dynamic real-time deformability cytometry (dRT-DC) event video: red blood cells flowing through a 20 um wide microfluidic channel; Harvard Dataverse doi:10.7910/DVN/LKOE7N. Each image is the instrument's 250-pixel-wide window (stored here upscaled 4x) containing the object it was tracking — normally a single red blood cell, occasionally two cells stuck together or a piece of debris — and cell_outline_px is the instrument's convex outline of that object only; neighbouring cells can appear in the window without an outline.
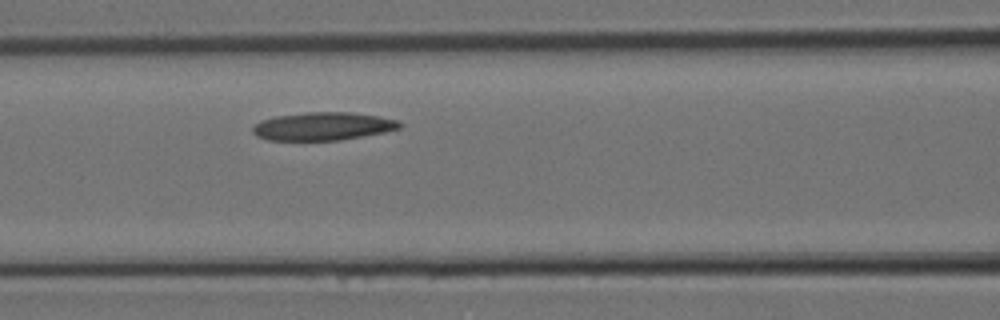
{"species": "Egyptian fruit bat (a non-hibernating species)", "species_latin": "Rousettus aegyptiacus", "temperature_condition": "room temperature", "stored_images_in_passage": 5, "segment_of_instrument_passage": [1, 2], "camera_frame_rate_fps": 3000, "um_per_image_px": 0.085, "animal": {"sex": "female"}, "frame": {"image": 1, "passage_image": 4, "time_ms": 1.0, "image_size_px": [1000, 320], "cell_outline_px": [[404, 124], [400, 128], [384, 132], [340, 140], [268, 140], [256, 136], [252, 132], [252, 124], [260, 120], [276, 116], [308, 112], [352, 112], [380, 116], [400, 120]], "centroid_in_image_um": [27.45, 10.72], "position_along_channel_um": 139.1, "area_um2": 24.28}}